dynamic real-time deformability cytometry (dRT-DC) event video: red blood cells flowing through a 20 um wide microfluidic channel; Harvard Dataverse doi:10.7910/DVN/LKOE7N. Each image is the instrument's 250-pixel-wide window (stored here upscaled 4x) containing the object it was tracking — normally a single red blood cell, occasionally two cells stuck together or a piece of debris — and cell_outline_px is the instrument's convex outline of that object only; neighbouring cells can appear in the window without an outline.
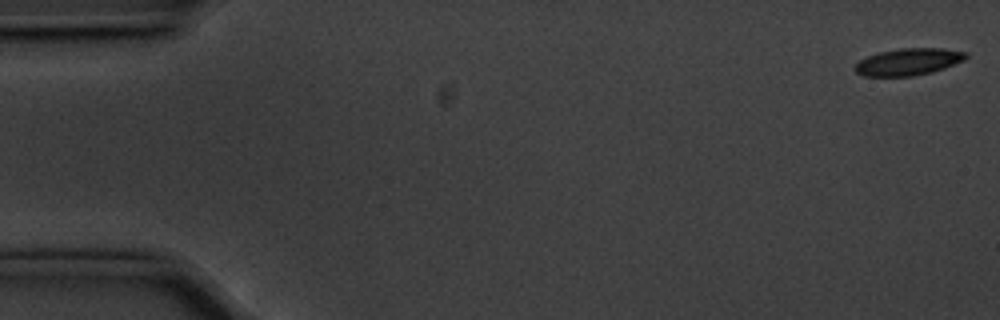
{"species": "common noctule bat (a hibernating species)", "species_latin": "Nyctalus noctula", "temperature_condition": "cold", "stored_images_in_passage": 12, "camera_frame_rate_fps": 3000, "um_per_image_px": 0.085, "animal": {"sex": "male", "body_mass_g": 20.1, "forearm_length_mm": 53.5}, "frame": {"image": 1, "passage_image": 1, "time_ms": 0.0, "image_size_px": [1000, 320], "cell_outline_px": [[968, 56], [964, 60], [944, 68], [932, 72], [912, 76], [864, 76], [856, 72], [852, 68], [860, 60], [868, 56], [880, 52], [900, 48], [944, 48], [968, 52]], "centroid_in_image_um": [77.23, 5.25], "position_along_channel_um": 7.8, "area_um2": 17.46}}